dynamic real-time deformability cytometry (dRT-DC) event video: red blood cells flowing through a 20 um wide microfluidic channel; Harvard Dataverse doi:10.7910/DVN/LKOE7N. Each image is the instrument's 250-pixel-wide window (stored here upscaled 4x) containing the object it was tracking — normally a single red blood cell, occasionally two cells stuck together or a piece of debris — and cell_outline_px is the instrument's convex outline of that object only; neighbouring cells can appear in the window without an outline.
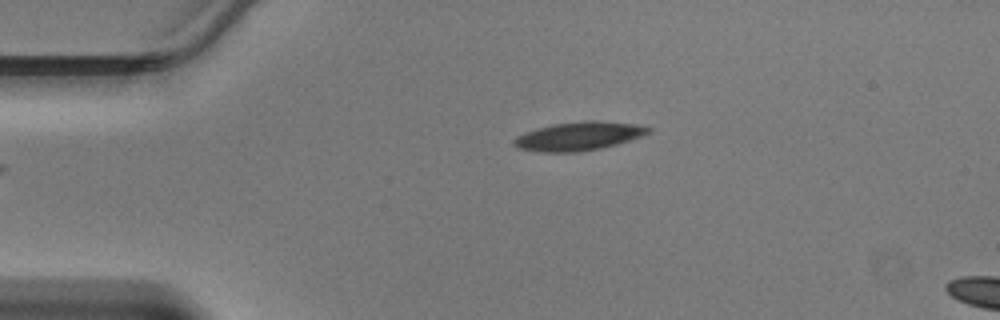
{"species": "Egyptian fruit bat (a non-hibernating species)", "species_latin": "Rousettus aegyptiacus", "temperature_condition": "warm", "stored_images_in_passage": 5, "camera_frame_rate_fps": 3000, "um_per_image_px": 0.085, "animal": {"sex": "male"}, "frame": {"image": 1, "passage_image": 1, "time_ms": 0.0, "image_size_px": [1000, 320], "cell_outline_px": [[652, 128], [648, 132], [640, 136], [616, 144], [600, 148], [576, 152], [544, 152], [520, 148], [516, 144], [516, 136], [552, 124], [584, 120], [596, 120], [636, 124]], "centroid_in_image_um": [49.24, 11.56], "position_along_channel_um": 35.8, "area_um2": 21.79}}